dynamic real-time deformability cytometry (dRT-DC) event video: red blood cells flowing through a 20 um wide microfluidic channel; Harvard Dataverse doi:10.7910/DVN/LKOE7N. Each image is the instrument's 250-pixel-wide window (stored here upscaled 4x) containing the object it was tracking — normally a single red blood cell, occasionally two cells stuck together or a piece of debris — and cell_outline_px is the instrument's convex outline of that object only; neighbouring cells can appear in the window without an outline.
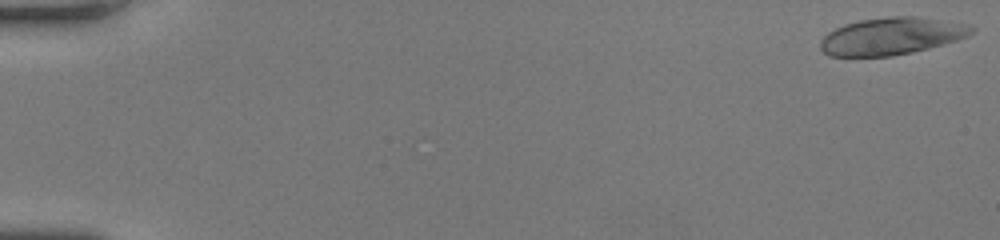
{"species": "human", "species_latin": "Homo sapiens", "temperature_condition": "room temperature", "stored_images_in_passage": 50, "camera_frame_rate_fps": 3000, "um_per_image_px": 0.085, "donor": {"sex": "female"}, "frame": {"image": 1, "passage_image": 1, "time_ms": 0.0, "image_size_px": [1000, 240], "cell_outline_px": [[976, 28], [968, 36], [956, 40], [928, 48], [912, 52], [892, 56], [828, 56], [820, 48], [820, 40], [828, 32], [844, 24], [860, 20], [888, 16], [916, 16], [964, 24]], "centroid_in_image_um": [75.73, 3.07], "position_along_channel_um": 9.3, "area_um2": 32.6}}
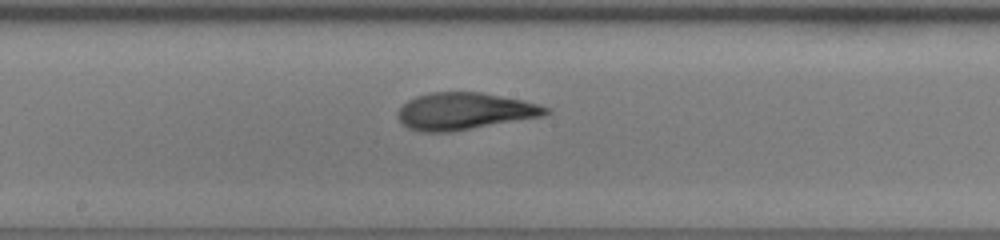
{"frame": {"image": 2, "passage_image": 28, "time_ms": 9.0, "image_size_px": [1000, 240], "cell_outline_px": [[552, 112], [544, 116], [452, 132], [420, 132], [408, 128], [400, 124], [396, 116], [396, 112], [408, 100], [416, 96], [428, 92], [480, 92], [524, 100], [552, 108]], "centroid_in_image_um": [39.48, 9.46], "position_along_channel_um": 208.7, "area_um2": 32.43}}
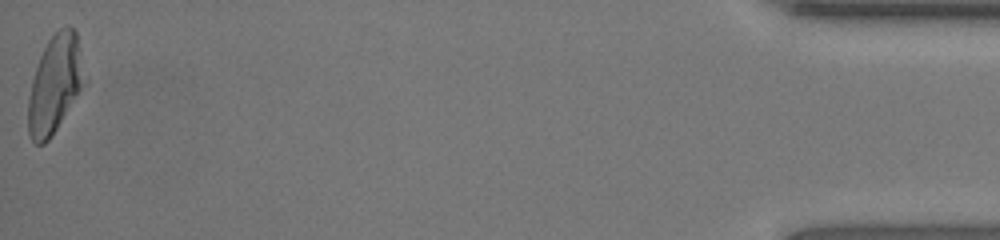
{"frame": {"image": 3, "passage_image": 50, "time_ms": 16.333, "image_size_px": [1000, 240], "cell_outline_px": [[88, 80], [52, 136], [44, 144], [36, 144], [32, 140], [28, 132], [28, 100], [32, 80], [40, 56], [48, 40], [60, 28], [68, 24], [76, 32]], "centroid_in_image_um": [4.7, 7.15], "position_along_channel_um": 430.5, "area_um2": 32.31}, "authors_computed_cell_mechanics": {"area_um2": 32.0212, "velocity_mm_per_s": 4.2718, "shape_relaxation_time_tau1_ms": 6.7481, "shape_relaxation_time_tau2_ms": 1.3756, "deformation_change_tau1": 0.2749, "deformation_change_tau2": 0.0961}}